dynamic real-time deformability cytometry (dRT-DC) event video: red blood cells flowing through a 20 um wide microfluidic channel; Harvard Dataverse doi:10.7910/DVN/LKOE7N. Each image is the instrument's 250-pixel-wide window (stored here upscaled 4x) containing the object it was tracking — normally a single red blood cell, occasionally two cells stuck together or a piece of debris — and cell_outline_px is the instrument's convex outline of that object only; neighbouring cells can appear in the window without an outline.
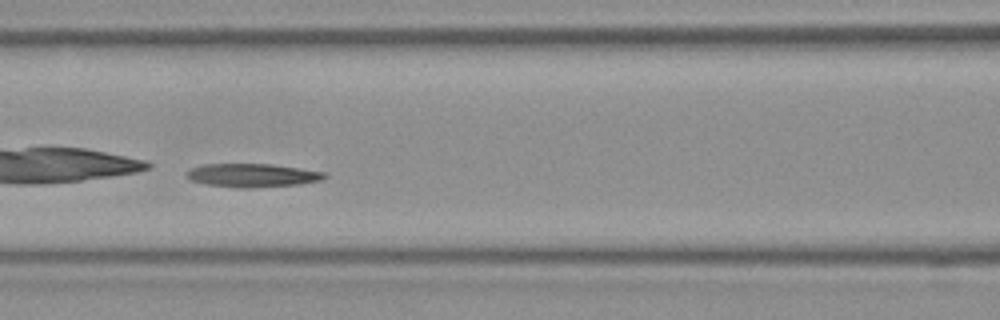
{"species": "Egyptian fruit bat (a non-hibernating species)", "species_latin": "Rousettus aegyptiacus", "temperature_condition": "room temperature", "stored_images_in_passage": 51, "segment_of_instrument_passage": [2, 2], "camera_frame_rate_fps": 3000, "um_per_image_px": 0.085, "frame": {"image": 1, "passage_image": 23, "time_ms": 7.333, "image_size_px": [1000, 320], "cell_outline_px": [[328, 176], [320, 180], [300, 184], [252, 188], [236, 188], [204, 184], [188, 180], [188, 172], [192, 168], [204, 164], [272, 164], [300, 168], [324, 172]], "centroid_in_image_um": [21.45, 14.91], "position_along_channel_um": 145.1, "area_um2": 18.9}}
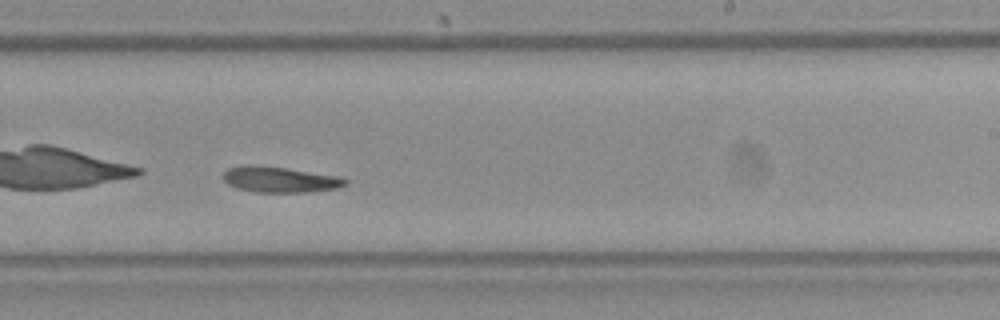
{"frame": {"image": 2, "passage_image": 32, "time_ms": 10.333, "image_size_px": [1000, 320], "cell_outline_px": [[348, 184], [336, 188], [308, 192], [256, 192], [236, 188], [228, 184], [224, 180], [224, 172], [228, 168], [284, 168], [340, 176], [348, 180]], "centroid_in_image_um": [23.9, 15.31], "position_along_channel_um": 265.1, "area_um2": 17.4}}
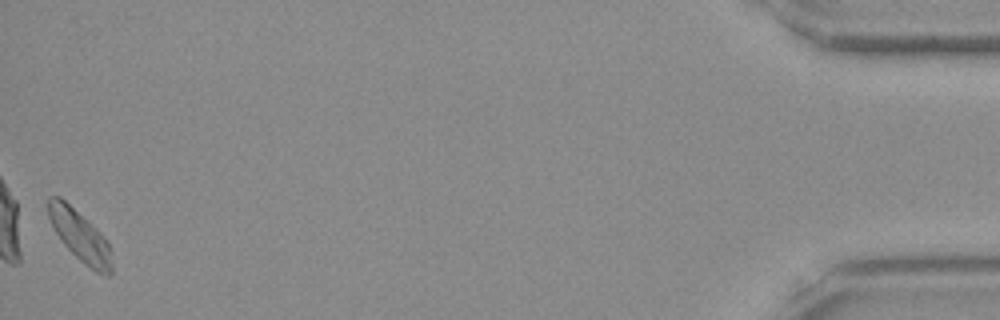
{"frame": {"image": 3, "passage_image": 51, "time_ms": 16.667, "image_size_px": [1000, 320], "cell_outline_px": [[112, 272], [108, 276], [104, 276], [96, 272], [84, 264], [64, 244], [56, 232], [48, 216], [48, 196], [60, 196], [96, 228], [108, 240], [112, 252]], "centroid_in_image_um": [6.84, 20.08], "position_along_channel_um": 428.4, "area_um2": 18.84}}